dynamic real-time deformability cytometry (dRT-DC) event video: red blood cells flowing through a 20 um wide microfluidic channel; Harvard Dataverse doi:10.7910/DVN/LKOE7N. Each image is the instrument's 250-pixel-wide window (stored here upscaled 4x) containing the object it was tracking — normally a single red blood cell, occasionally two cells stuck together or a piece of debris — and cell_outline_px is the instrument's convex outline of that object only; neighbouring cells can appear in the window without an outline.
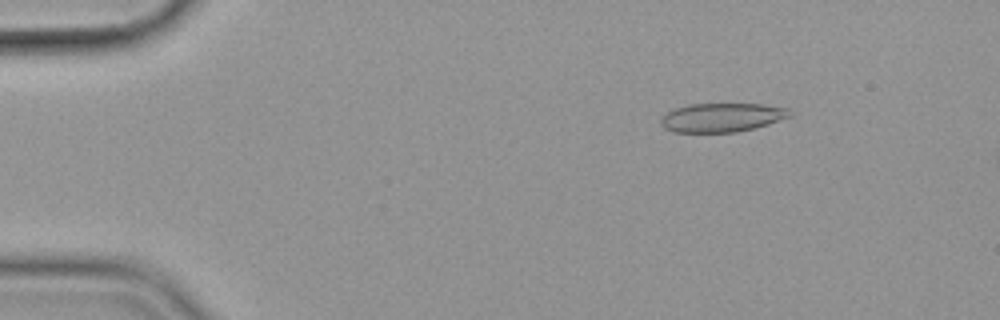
{"species": "common noctule bat (a hibernating species)", "species_latin": "Nyctalus noctula", "temperature_condition": "cold", "stored_images_in_passage": 17, "camera_frame_rate_fps": 3000, "um_per_image_px": 0.085, "animal": {"sex": "female", "body_mass_g": 19.9}, "frame": {"image": 1, "passage_image": 8, "time_ms": 2.333, "image_size_px": [1000, 320], "cell_outline_px": [[792, 116], [768, 124], [736, 132], [672, 132], [664, 128], [660, 124], [660, 120], [668, 112], [676, 108], [688, 104], [760, 104], [788, 108], [792, 112]], "centroid_in_image_um": [61.36, 9.98], "position_along_channel_um": 23.6, "area_um2": 21.62}}